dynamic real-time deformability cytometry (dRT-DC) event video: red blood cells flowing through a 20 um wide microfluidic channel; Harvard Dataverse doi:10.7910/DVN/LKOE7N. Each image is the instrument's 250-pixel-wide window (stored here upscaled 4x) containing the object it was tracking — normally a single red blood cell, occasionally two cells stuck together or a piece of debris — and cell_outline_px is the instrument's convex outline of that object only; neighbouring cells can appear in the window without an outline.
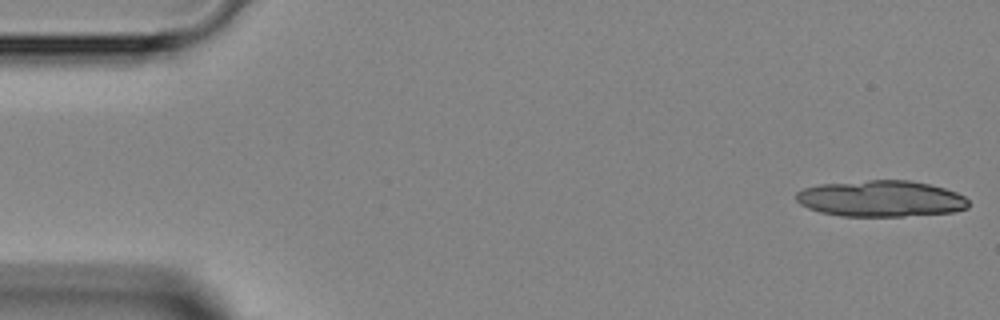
{"species": "Egyptian fruit bat (a non-hibernating species)", "species_latin": "Rousettus aegyptiacus", "temperature_condition": "room temperature", "stored_images_in_passage": 26, "segment_of_instrument_passage": [1, 2], "camera_frame_rate_fps": 3000, "um_per_image_px": 0.085, "animal": {"sex": "female"}, "frame": {"image": 1, "passage_image": 1, "time_ms": 0.0, "image_size_px": [1000, 320], "cell_outline_px": [[968, 208], [952, 212], [904, 216], [840, 216], [820, 212], [808, 208], [800, 204], [796, 200], [796, 192], [804, 188], [820, 184], [868, 180], [908, 180], [928, 184], [944, 188], [956, 192], [964, 196], [968, 200]], "centroid_in_image_um": [74.86, 16.88], "position_along_channel_um": 10.1, "area_um2": 36.41}}